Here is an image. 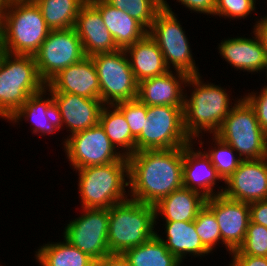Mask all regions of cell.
<instances>
[{
	"instance_id": "3",
	"label": "cell",
	"mask_w": 267,
	"mask_h": 266,
	"mask_svg": "<svg viewBox=\"0 0 267 266\" xmlns=\"http://www.w3.org/2000/svg\"><path fill=\"white\" fill-rule=\"evenodd\" d=\"M73 171L78 173L77 189L81 208L109 209L130 198L129 164L126 156L109 164Z\"/></svg>"
},
{
	"instance_id": "16",
	"label": "cell",
	"mask_w": 267,
	"mask_h": 266,
	"mask_svg": "<svg viewBox=\"0 0 267 266\" xmlns=\"http://www.w3.org/2000/svg\"><path fill=\"white\" fill-rule=\"evenodd\" d=\"M52 96L59 128L61 131L66 128V132L69 133L62 139L63 146L69 135L86 130L99 123L100 112L104 106L100 99L87 98L71 93H52Z\"/></svg>"
},
{
	"instance_id": "15",
	"label": "cell",
	"mask_w": 267,
	"mask_h": 266,
	"mask_svg": "<svg viewBox=\"0 0 267 266\" xmlns=\"http://www.w3.org/2000/svg\"><path fill=\"white\" fill-rule=\"evenodd\" d=\"M204 137L205 135L200 136L184 147L183 187L196 191L206 198H211L223 194L225 187L216 184L219 183L218 181L223 183L224 180L212 165L210 158L202 150L205 148L203 146L205 144ZM198 144H200V147L195 148L194 146ZM215 186H219V189H216Z\"/></svg>"
},
{
	"instance_id": "4",
	"label": "cell",
	"mask_w": 267,
	"mask_h": 266,
	"mask_svg": "<svg viewBox=\"0 0 267 266\" xmlns=\"http://www.w3.org/2000/svg\"><path fill=\"white\" fill-rule=\"evenodd\" d=\"M50 31L33 0H13L0 12V37L7 53L34 55Z\"/></svg>"
},
{
	"instance_id": "30",
	"label": "cell",
	"mask_w": 267,
	"mask_h": 266,
	"mask_svg": "<svg viewBox=\"0 0 267 266\" xmlns=\"http://www.w3.org/2000/svg\"><path fill=\"white\" fill-rule=\"evenodd\" d=\"M41 10L51 30L68 29L75 26L80 8L88 0H33Z\"/></svg>"
},
{
	"instance_id": "21",
	"label": "cell",
	"mask_w": 267,
	"mask_h": 266,
	"mask_svg": "<svg viewBox=\"0 0 267 266\" xmlns=\"http://www.w3.org/2000/svg\"><path fill=\"white\" fill-rule=\"evenodd\" d=\"M22 120L31 123V133L38 136L40 134V136L44 135L45 137L57 131L60 132L54 99L52 93L46 87L40 92L30 95L25 103L6 122H10L15 126L20 125Z\"/></svg>"
},
{
	"instance_id": "22",
	"label": "cell",
	"mask_w": 267,
	"mask_h": 266,
	"mask_svg": "<svg viewBox=\"0 0 267 266\" xmlns=\"http://www.w3.org/2000/svg\"><path fill=\"white\" fill-rule=\"evenodd\" d=\"M74 29L82 42L87 57L119 49L111 33L105 27L100 12L89 1L80 8Z\"/></svg>"
},
{
	"instance_id": "7",
	"label": "cell",
	"mask_w": 267,
	"mask_h": 266,
	"mask_svg": "<svg viewBox=\"0 0 267 266\" xmlns=\"http://www.w3.org/2000/svg\"><path fill=\"white\" fill-rule=\"evenodd\" d=\"M177 17L167 0H162V9L156 14L148 34L159 46L169 70L188 76L199 75L191 44Z\"/></svg>"
},
{
	"instance_id": "42",
	"label": "cell",
	"mask_w": 267,
	"mask_h": 266,
	"mask_svg": "<svg viewBox=\"0 0 267 266\" xmlns=\"http://www.w3.org/2000/svg\"><path fill=\"white\" fill-rule=\"evenodd\" d=\"M256 19L252 29L257 34L265 52L267 53V19L261 17V15L260 18Z\"/></svg>"
},
{
	"instance_id": "11",
	"label": "cell",
	"mask_w": 267,
	"mask_h": 266,
	"mask_svg": "<svg viewBox=\"0 0 267 266\" xmlns=\"http://www.w3.org/2000/svg\"><path fill=\"white\" fill-rule=\"evenodd\" d=\"M33 56L38 74L45 84L60 71L86 57L82 42L74 27L51 30Z\"/></svg>"
},
{
	"instance_id": "25",
	"label": "cell",
	"mask_w": 267,
	"mask_h": 266,
	"mask_svg": "<svg viewBox=\"0 0 267 266\" xmlns=\"http://www.w3.org/2000/svg\"><path fill=\"white\" fill-rule=\"evenodd\" d=\"M206 199L202 194L184 187L173 191L154 205L155 226L157 227L158 221L161 220L163 222L194 221L198 212L205 206ZM159 217L162 219L159 220Z\"/></svg>"
},
{
	"instance_id": "10",
	"label": "cell",
	"mask_w": 267,
	"mask_h": 266,
	"mask_svg": "<svg viewBox=\"0 0 267 266\" xmlns=\"http://www.w3.org/2000/svg\"><path fill=\"white\" fill-rule=\"evenodd\" d=\"M98 75L100 100L104 105H114L137 99L138 82L124 49L91 56Z\"/></svg>"
},
{
	"instance_id": "31",
	"label": "cell",
	"mask_w": 267,
	"mask_h": 266,
	"mask_svg": "<svg viewBox=\"0 0 267 266\" xmlns=\"http://www.w3.org/2000/svg\"><path fill=\"white\" fill-rule=\"evenodd\" d=\"M211 136L212 137H208V139H211L210 141H207L206 138V143L212 141L211 146L209 147L210 144H208V150L206 151L204 149L203 151L210 158L212 165L217 169L218 174L225 182L238 168L242 159L228 143L224 142L216 135Z\"/></svg>"
},
{
	"instance_id": "40",
	"label": "cell",
	"mask_w": 267,
	"mask_h": 266,
	"mask_svg": "<svg viewBox=\"0 0 267 266\" xmlns=\"http://www.w3.org/2000/svg\"><path fill=\"white\" fill-rule=\"evenodd\" d=\"M251 222L267 228V199L249 203Z\"/></svg>"
},
{
	"instance_id": "33",
	"label": "cell",
	"mask_w": 267,
	"mask_h": 266,
	"mask_svg": "<svg viewBox=\"0 0 267 266\" xmlns=\"http://www.w3.org/2000/svg\"><path fill=\"white\" fill-rule=\"evenodd\" d=\"M195 230L203 245L211 252L222 245L219 225L214 213L205 205L194 220ZM217 245V247H216Z\"/></svg>"
},
{
	"instance_id": "45",
	"label": "cell",
	"mask_w": 267,
	"mask_h": 266,
	"mask_svg": "<svg viewBox=\"0 0 267 266\" xmlns=\"http://www.w3.org/2000/svg\"><path fill=\"white\" fill-rule=\"evenodd\" d=\"M264 71H265V76H266V80H267V53H266V58H265V67H264V70H263V72L262 73H264Z\"/></svg>"
},
{
	"instance_id": "8",
	"label": "cell",
	"mask_w": 267,
	"mask_h": 266,
	"mask_svg": "<svg viewBox=\"0 0 267 266\" xmlns=\"http://www.w3.org/2000/svg\"><path fill=\"white\" fill-rule=\"evenodd\" d=\"M215 135L238 152L242 160L261 159L267 154V134L244 97L230 110Z\"/></svg>"
},
{
	"instance_id": "32",
	"label": "cell",
	"mask_w": 267,
	"mask_h": 266,
	"mask_svg": "<svg viewBox=\"0 0 267 266\" xmlns=\"http://www.w3.org/2000/svg\"><path fill=\"white\" fill-rule=\"evenodd\" d=\"M117 9L124 10L139 21L147 30L151 28L156 14L162 9V0H106Z\"/></svg>"
},
{
	"instance_id": "14",
	"label": "cell",
	"mask_w": 267,
	"mask_h": 266,
	"mask_svg": "<svg viewBox=\"0 0 267 266\" xmlns=\"http://www.w3.org/2000/svg\"><path fill=\"white\" fill-rule=\"evenodd\" d=\"M205 205L214 213L222 239L228 252L237 250L244 242L250 219L248 203L236 201L223 194L206 199Z\"/></svg>"
},
{
	"instance_id": "28",
	"label": "cell",
	"mask_w": 267,
	"mask_h": 266,
	"mask_svg": "<svg viewBox=\"0 0 267 266\" xmlns=\"http://www.w3.org/2000/svg\"><path fill=\"white\" fill-rule=\"evenodd\" d=\"M99 123L114 147L123 155L136 152V138L131 134L123 113L115 105H104L100 112Z\"/></svg>"
},
{
	"instance_id": "23",
	"label": "cell",
	"mask_w": 267,
	"mask_h": 266,
	"mask_svg": "<svg viewBox=\"0 0 267 266\" xmlns=\"http://www.w3.org/2000/svg\"><path fill=\"white\" fill-rule=\"evenodd\" d=\"M162 226L165 237L161 236L160 230L156 228V235L165 244L168 250L184 264V260L191 256L203 258L205 255L212 254L201 242L199 235L195 230L194 221L187 222H163ZM158 231V232H157Z\"/></svg>"
},
{
	"instance_id": "36",
	"label": "cell",
	"mask_w": 267,
	"mask_h": 266,
	"mask_svg": "<svg viewBox=\"0 0 267 266\" xmlns=\"http://www.w3.org/2000/svg\"><path fill=\"white\" fill-rule=\"evenodd\" d=\"M124 115L131 134L136 138L142 131L147 118V105L138 99L114 104Z\"/></svg>"
},
{
	"instance_id": "17",
	"label": "cell",
	"mask_w": 267,
	"mask_h": 266,
	"mask_svg": "<svg viewBox=\"0 0 267 266\" xmlns=\"http://www.w3.org/2000/svg\"><path fill=\"white\" fill-rule=\"evenodd\" d=\"M223 195L229 199L252 203L267 199V160H242L224 182Z\"/></svg>"
},
{
	"instance_id": "9",
	"label": "cell",
	"mask_w": 267,
	"mask_h": 266,
	"mask_svg": "<svg viewBox=\"0 0 267 266\" xmlns=\"http://www.w3.org/2000/svg\"><path fill=\"white\" fill-rule=\"evenodd\" d=\"M183 126V106H147V118L136 137V152L167 150L191 143Z\"/></svg>"
},
{
	"instance_id": "43",
	"label": "cell",
	"mask_w": 267,
	"mask_h": 266,
	"mask_svg": "<svg viewBox=\"0 0 267 266\" xmlns=\"http://www.w3.org/2000/svg\"><path fill=\"white\" fill-rule=\"evenodd\" d=\"M6 54H7V51H6V49H5L4 45H3V42H2L1 37H0V66H1V64L3 62V59L6 56Z\"/></svg>"
},
{
	"instance_id": "24",
	"label": "cell",
	"mask_w": 267,
	"mask_h": 266,
	"mask_svg": "<svg viewBox=\"0 0 267 266\" xmlns=\"http://www.w3.org/2000/svg\"><path fill=\"white\" fill-rule=\"evenodd\" d=\"M101 14L105 27L111 33L116 46L126 49L142 39L148 30L127 12L109 4L106 0H88Z\"/></svg>"
},
{
	"instance_id": "34",
	"label": "cell",
	"mask_w": 267,
	"mask_h": 266,
	"mask_svg": "<svg viewBox=\"0 0 267 266\" xmlns=\"http://www.w3.org/2000/svg\"><path fill=\"white\" fill-rule=\"evenodd\" d=\"M231 254L267 257V228L250 221L243 244Z\"/></svg>"
},
{
	"instance_id": "19",
	"label": "cell",
	"mask_w": 267,
	"mask_h": 266,
	"mask_svg": "<svg viewBox=\"0 0 267 266\" xmlns=\"http://www.w3.org/2000/svg\"><path fill=\"white\" fill-rule=\"evenodd\" d=\"M251 37L245 35L228 37L218 46V53L236 71L260 74L265 67L266 52L257 34L252 30ZM254 36V37H253Z\"/></svg>"
},
{
	"instance_id": "38",
	"label": "cell",
	"mask_w": 267,
	"mask_h": 266,
	"mask_svg": "<svg viewBox=\"0 0 267 266\" xmlns=\"http://www.w3.org/2000/svg\"><path fill=\"white\" fill-rule=\"evenodd\" d=\"M176 2L188 8L191 13L206 14L207 17L215 14V0H176Z\"/></svg>"
},
{
	"instance_id": "18",
	"label": "cell",
	"mask_w": 267,
	"mask_h": 266,
	"mask_svg": "<svg viewBox=\"0 0 267 266\" xmlns=\"http://www.w3.org/2000/svg\"><path fill=\"white\" fill-rule=\"evenodd\" d=\"M51 93H71L87 98L100 99V86L95 64L85 57L60 71L45 86Z\"/></svg>"
},
{
	"instance_id": "26",
	"label": "cell",
	"mask_w": 267,
	"mask_h": 266,
	"mask_svg": "<svg viewBox=\"0 0 267 266\" xmlns=\"http://www.w3.org/2000/svg\"><path fill=\"white\" fill-rule=\"evenodd\" d=\"M125 51L138 83L169 71L159 46L148 33Z\"/></svg>"
},
{
	"instance_id": "37",
	"label": "cell",
	"mask_w": 267,
	"mask_h": 266,
	"mask_svg": "<svg viewBox=\"0 0 267 266\" xmlns=\"http://www.w3.org/2000/svg\"><path fill=\"white\" fill-rule=\"evenodd\" d=\"M260 91L257 90L242 95L249 104L255 109L257 120L263 131L267 134V85L261 86ZM259 94V95H258Z\"/></svg>"
},
{
	"instance_id": "12",
	"label": "cell",
	"mask_w": 267,
	"mask_h": 266,
	"mask_svg": "<svg viewBox=\"0 0 267 266\" xmlns=\"http://www.w3.org/2000/svg\"><path fill=\"white\" fill-rule=\"evenodd\" d=\"M79 217L64 224L62 237L74 247L99 260L110 254L108 248V209L82 208Z\"/></svg>"
},
{
	"instance_id": "39",
	"label": "cell",
	"mask_w": 267,
	"mask_h": 266,
	"mask_svg": "<svg viewBox=\"0 0 267 266\" xmlns=\"http://www.w3.org/2000/svg\"><path fill=\"white\" fill-rule=\"evenodd\" d=\"M228 266H267V257L251 256L246 254H230Z\"/></svg>"
},
{
	"instance_id": "46",
	"label": "cell",
	"mask_w": 267,
	"mask_h": 266,
	"mask_svg": "<svg viewBox=\"0 0 267 266\" xmlns=\"http://www.w3.org/2000/svg\"><path fill=\"white\" fill-rule=\"evenodd\" d=\"M266 1H267V0H266ZM266 3H267V2H266ZM266 5H267V4H266ZM261 17L267 19V14H265V16H262V15H261Z\"/></svg>"
},
{
	"instance_id": "29",
	"label": "cell",
	"mask_w": 267,
	"mask_h": 266,
	"mask_svg": "<svg viewBox=\"0 0 267 266\" xmlns=\"http://www.w3.org/2000/svg\"><path fill=\"white\" fill-rule=\"evenodd\" d=\"M123 255L131 266H183L156 234L143 244L127 249Z\"/></svg>"
},
{
	"instance_id": "41",
	"label": "cell",
	"mask_w": 267,
	"mask_h": 266,
	"mask_svg": "<svg viewBox=\"0 0 267 266\" xmlns=\"http://www.w3.org/2000/svg\"><path fill=\"white\" fill-rule=\"evenodd\" d=\"M94 266H131V265L123 254L110 253L99 260H95Z\"/></svg>"
},
{
	"instance_id": "13",
	"label": "cell",
	"mask_w": 267,
	"mask_h": 266,
	"mask_svg": "<svg viewBox=\"0 0 267 266\" xmlns=\"http://www.w3.org/2000/svg\"><path fill=\"white\" fill-rule=\"evenodd\" d=\"M62 147L72 170L109 164L123 157L111 143L100 123L69 135Z\"/></svg>"
},
{
	"instance_id": "20",
	"label": "cell",
	"mask_w": 267,
	"mask_h": 266,
	"mask_svg": "<svg viewBox=\"0 0 267 266\" xmlns=\"http://www.w3.org/2000/svg\"><path fill=\"white\" fill-rule=\"evenodd\" d=\"M188 75L171 71L138 83L137 99L147 106H184Z\"/></svg>"
},
{
	"instance_id": "35",
	"label": "cell",
	"mask_w": 267,
	"mask_h": 266,
	"mask_svg": "<svg viewBox=\"0 0 267 266\" xmlns=\"http://www.w3.org/2000/svg\"><path fill=\"white\" fill-rule=\"evenodd\" d=\"M255 0H215V17H224L232 20H241L251 17L256 11Z\"/></svg>"
},
{
	"instance_id": "27",
	"label": "cell",
	"mask_w": 267,
	"mask_h": 266,
	"mask_svg": "<svg viewBox=\"0 0 267 266\" xmlns=\"http://www.w3.org/2000/svg\"><path fill=\"white\" fill-rule=\"evenodd\" d=\"M35 262L39 266H94L95 260L64 238L60 242H47L37 247Z\"/></svg>"
},
{
	"instance_id": "44",
	"label": "cell",
	"mask_w": 267,
	"mask_h": 266,
	"mask_svg": "<svg viewBox=\"0 0 267 266\" xmlns=\"http://www.w3.org/2000/svg\"><path fill=\"white\" fill-rule=\"evenodd\" d=\"M13 0H0V12H2L6 7H8Z\"/></svg>"
},
{
	"instance_id": "2",
	"label": "cell",
	"mask_w": 267,
	"mask_h": 266,
	"mask_svg": "<svg viewBox=\"0 0 267 266\" xmlns=\"http://www.w3.org/2000/svg\"><path fill=\"white\" fill-rule=\"evenodd\" d=\"M202 76L201 74L189 76L186 81V88H191L189 89L191 93L185 90L183 126L191 141H195L205 133L206 135L208 133L207 137L210 134L215 135L230 110L242 98L239 96L240 98L235 97V100L230 99L232 95L230 91L221 87V84L205 82Z\"/></svg>"
},
{
	"instance_id": "5",
	"label": "cell",
	"mask_w": 267,
	"mask_h": 266,
	"mask_svg": "<svg viewBox=\"0 0 267 266\" xmlns=\"http://www.w3.org/2000/svg\"><path fill=\"white\" fill-rule=\"evenodd\" d=\"M108 248L110 253L123 254L156 234L155 207L131 198L108 209Z\"/></svg>"
},
{
	"instance_id": "6",
	"label": "cell",
	"mask_w": 267,
	"mask_h": 266,
	"mask_svg": "<svg viewBox=\"0 0 267 266\" xmlns=\"http://www.w3.org/2000/svg\"><path fill=\"white\" fill-rule=\"evenodd\" d=\"M46 84L33 55L7 53L0 66V118L7 120Z\"/></svg>"
},
{
	"instance_id": "1",
	"label": "cell",
	"mask_w": 267,
	"mask_h": 266,
	"mask_svg": "<svg viewBox=\"0 0 267 266\" xmlns=\"http://www.w3.org/2000/svg\"><path fill=\"white\" fill-rule=\"evenodd\" d=\"M184 147L137 151L128 156L130 198L155 205L183 187Z\"/></svg>"
}]
</instances>
